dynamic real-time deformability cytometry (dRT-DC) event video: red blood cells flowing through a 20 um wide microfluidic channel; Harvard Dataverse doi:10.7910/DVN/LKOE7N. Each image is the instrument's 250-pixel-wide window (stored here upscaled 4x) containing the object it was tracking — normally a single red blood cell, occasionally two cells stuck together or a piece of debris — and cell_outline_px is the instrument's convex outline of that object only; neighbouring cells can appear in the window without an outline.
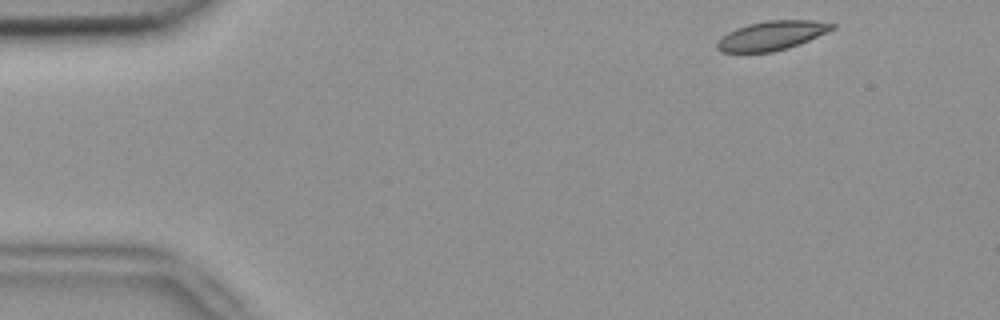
{"species": "common noctule bat (a hibernating species)", "species_latin": "Nyctalus noctula", "temperature_condition": "room temperature", "stored_images_in_passage": 4, "camera_frame_rate_fps": 3000, "um_per_image_px": 0.085, "animal": {"sex": "female", "body_mass_g": 18.4}, "frame": {"image": 1, "passage_image": 1, "time_ms": 0.0, "image_size_px": [1000, 320], "cell_outline_px": [[836, 28], [808, 40], [788, 48], [772, 52], [720, 52], [716, 48], [716, 44], [728, 32], [736, 28], [748, 24], [768, 20], [812, 20], [836, 24]], "centroid_in_image_um": [65.6, 3.02], "position_along_channel_um": 19.4, "area_um2": 19.36}}
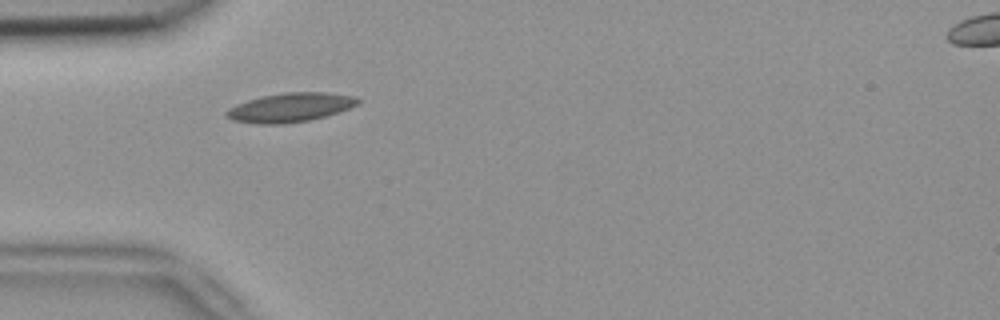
{"frame": {"image": 2, "passage_image": 4, "time_ms": 1.0, "image_size_px": [1000, 320], "cell_outline_px": [[360, 104], [324, 116], [308, 120], [284, 124], [256, 124], [232, 120], [224, 116], [224, 112], [228, 108], [236, 104], [248, 100], [264, 96], [284, 92], [328, 92], [356, 96], [360, 100]], "centroid_in_image_um": [24.64, 9.13], "position_along_channel_um": 60.4, "area_um2": 22.31}}